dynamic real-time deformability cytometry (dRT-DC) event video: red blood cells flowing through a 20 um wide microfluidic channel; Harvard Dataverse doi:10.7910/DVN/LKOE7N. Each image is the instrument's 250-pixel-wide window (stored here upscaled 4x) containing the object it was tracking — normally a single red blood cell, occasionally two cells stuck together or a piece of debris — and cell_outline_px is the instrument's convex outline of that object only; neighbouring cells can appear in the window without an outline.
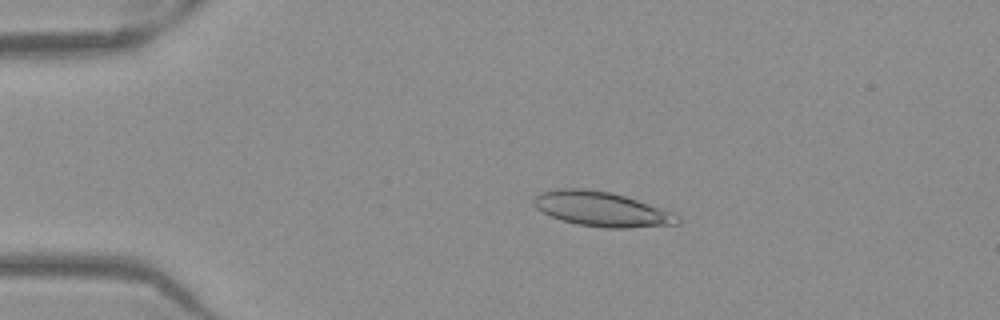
{"species": "Egyptian fruit bat (a non-hibernating species)", "species_latin": "Rousettus aegyptiacus", "temperature_condition": "warm", "stored_images_in_passage": 52, "camera_frame_rate_fps": 3000, "um_per_image_px": 0.085, "frame": {"image": 1, "passage_image": 11, "time_ms": 3.333, "image_size_px": [1000, 320], "cell_outline_px": [[680, 224], [628, 228], [604, 228], [580, 224], [564, 220], [552, 216], [536, 208], [532, 204], [532, 200], [540, 192], [556, 188], [584, 188], [612, 192], [672, 212], [680, 216]], "centroid_in_image_um": [51.14, 17.76], "position_along_channel_um": 33.9, "area_um2": 28.96}}
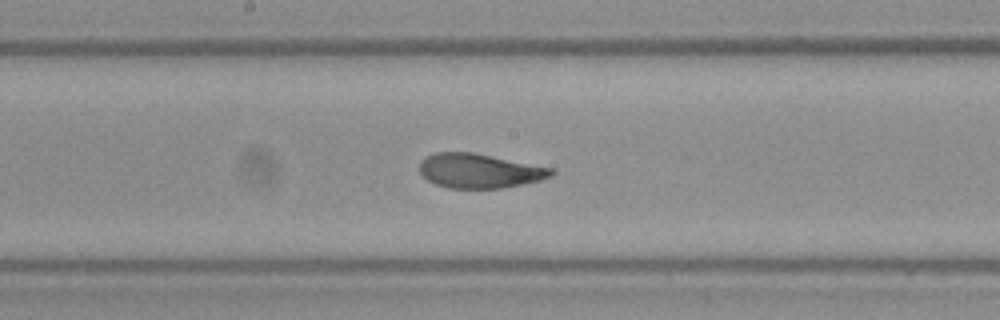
{"frame": {"image": 2, "passage_image": 28, "time_ms": 9.0, "image_size_px": [1000, 320], "cell_outline_px": [[556, 172], [552, 176], [540, 180], [500, 188], [448, 188], [436, 184], [428, 180], [420, 172], [420, 160], [424, 156], [436, 152], [472, 152], [556, 168]], "centroid_in_image_um": [40.77, 14.51], "position_along_channel_um": 207.4, "area_um2": 26.53}}
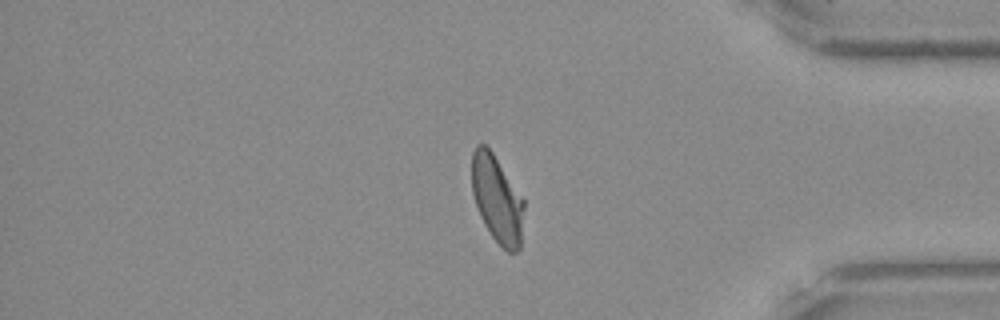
{"frame": {"image": 3, "passage_image": 44, "time_ms": 14.333, "image_size_px": [1000, 320], "cell_outline_px": [[524, 208], [520, 248], [516, 252], [508, 252], [492, 236], [484, 224], [480, 216], [472, 192], [472, 152], [476, 144], [484, 144], [492, 152], [524, 200]], "centroid_in_image_um": [42.24, 16.93], "position_along_channel_um": 393.0, "area_um2": 26.18}, "authors_computed_cell_mechanics": {"area_um2": 27.3683, "velocity_mm_per_s": 3.9199, "shape_relaxation_time_tau1_ms": 3.2395, "shape_relaxation_time_tau2_ms": 1.1018, "deformation_change_tau1": 0.1719, "deformation_change_tau2": 0.0834}}